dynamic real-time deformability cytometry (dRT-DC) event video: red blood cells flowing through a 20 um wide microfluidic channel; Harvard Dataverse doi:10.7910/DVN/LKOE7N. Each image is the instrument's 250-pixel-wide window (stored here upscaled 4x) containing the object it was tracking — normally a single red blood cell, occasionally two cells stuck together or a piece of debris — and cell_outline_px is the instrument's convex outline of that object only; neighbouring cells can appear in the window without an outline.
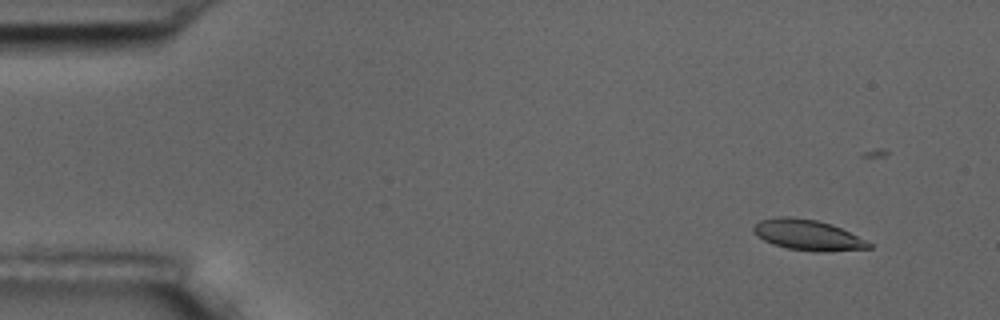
{"species": "common noctule bat (a hibernating species)", "species_latin": "Nyctalus noctula", "temperature_condition": "room temperature", "stored_images_in_passage": 10, "camera_frame_rate_fps": 3000, "um_per_image_px": 0.085, "animal": {"sex": "male", "body_mass_g": 17.5, "forearm_length_mm": 52.3}, "frame": {"image": 1, "passage_image": 2, "time_ms": 1.333, "image_size_px": [1000, 320], "cell_outline_px": [[872, 248], [828, 252], [816, 252], [788, 248], [772, 244], [764, 240], [752, 232], [752, 228], [760, 220], [780, 216], [788, 216], [816, 220], [832, 224], [872, 244]], "centroid_in_image_um": [68.63, 19.98], "position_along_channel_um": 16.4, "area_um2": 20.46}}
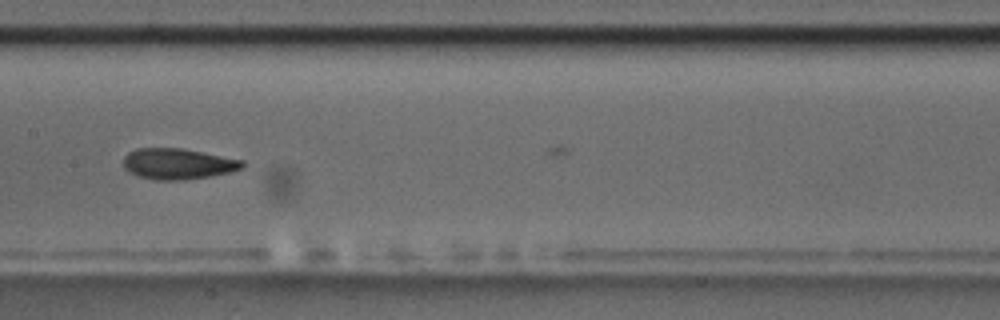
{"frame": {"image": 2, "passage_image": 8, "time_ms": 9.333, "image_size_px": [1000, 320], "cell_outline_px": [[244, 168], [232, 172], [184, 180], [156, 180], [140, 176], [124, 168], [124, 156], [128, 152], [136, 148], [180, 148], [244, 160]], "centroid_in_image_um": [15.14, 13.92], "position_along_channel_um": 192.3, "area_um2": 21.27}}
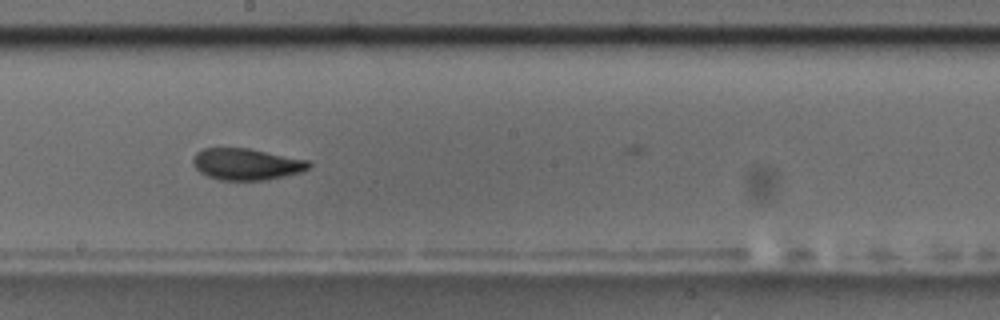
{"frame": {"image": 3, "passage_image": 9, "time_ms": 10.333, "image_size_px": [1000, 320], "cell_outline_px": [[312, 164], [308, 168], [300, 172], [284, 176], [264, 180], [220, 180], [208, 176], [200, 172], [192, 164], [192, 156], [196, 152], [204, 148], [248, 148], [308, 160]], "centroid_in_image_um": [20.91, 13.95], "position_along_channel_um": 227.3, "area_um2": 21.27}}